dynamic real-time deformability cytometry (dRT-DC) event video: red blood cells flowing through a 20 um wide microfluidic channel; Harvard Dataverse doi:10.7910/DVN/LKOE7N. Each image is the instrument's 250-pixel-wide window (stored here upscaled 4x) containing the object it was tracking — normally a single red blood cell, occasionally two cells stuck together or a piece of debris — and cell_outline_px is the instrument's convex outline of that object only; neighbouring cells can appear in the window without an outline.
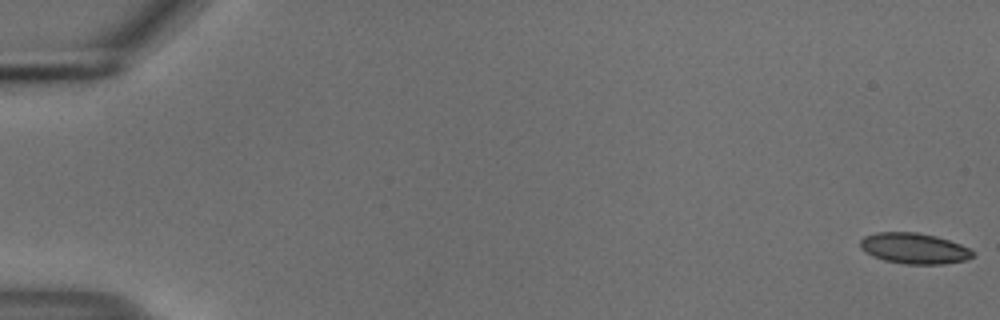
{"species": "common noctule bat (a hibernating species)", "species_latin": "Nyctalus noctula", "temperature_condition": "cold", "stored_images_in_passage": 7, "camera_frame_rate_fps": 3000, "um_per_image_px": 0.085, "animal": {"sex": "male", "body_mass_g": 18.8}, "frame": {"image": 1, "passage_image": 1, "time_ms": 0.0, "image_size_px": [1000, 320], "cell_outline_px": [[972, 256], [964, 260], [944, 264], [904, 264], [884, 260], [872, 256], [860, 248], [860, 240], [864, 236], [876, 232], [916, 232], [936, 236], [960, 244], [968, 248], [972, 252]], "centroid_in_image_um": [77.65, 21.11], "position_along_channel_um": 7.4, "area_um2": 20.06}}
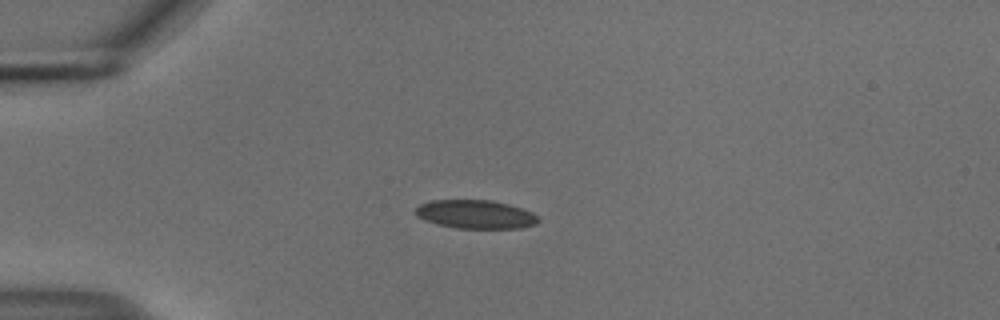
{"frame": {"image": 2, "passage_image": 4, "time_ms": 1.0, "image_size_px": [1000, 320], "cell_outline_px": [[540, 220], [536, 224], [520, 228], [456, 228], [436, 224], [416, 216], [416, 208], [420, 204], [432, 200], [492, 200], [508, 204], [532, 212]], "centroid_in_image_um": [40.42, 18.22], "position_along_channel_um": 44.6, "area_um2": 20.35}}
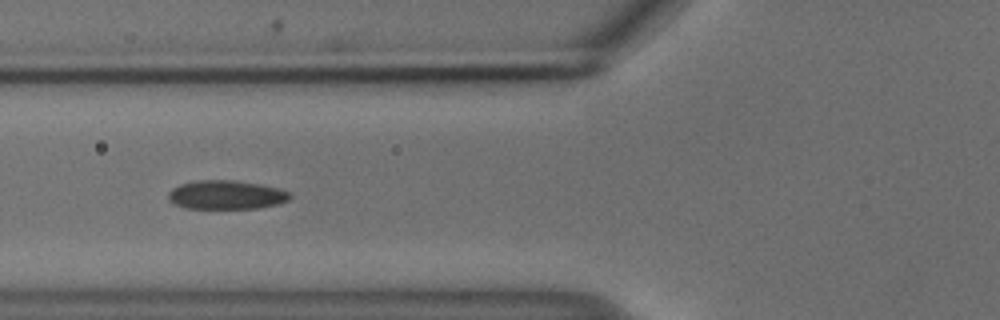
{"frame": {"image": 3, "passage_image": 6, "time_ms": 1.667, "image_size_px": [1000, 320], "cell_outline_px": [[292, 196], [288, 200], [280, 204], [260, 208], [184, 208], [172, 204], [168, 200], [168, 192], [172, 188], [180, 184], [196, 180], [236, 180], [260, 184], [292, 192]], "centroid_in_image_um": [19.22, 16.56], "position_along_channel_um": 106.6, "area_um2": 20.75}}